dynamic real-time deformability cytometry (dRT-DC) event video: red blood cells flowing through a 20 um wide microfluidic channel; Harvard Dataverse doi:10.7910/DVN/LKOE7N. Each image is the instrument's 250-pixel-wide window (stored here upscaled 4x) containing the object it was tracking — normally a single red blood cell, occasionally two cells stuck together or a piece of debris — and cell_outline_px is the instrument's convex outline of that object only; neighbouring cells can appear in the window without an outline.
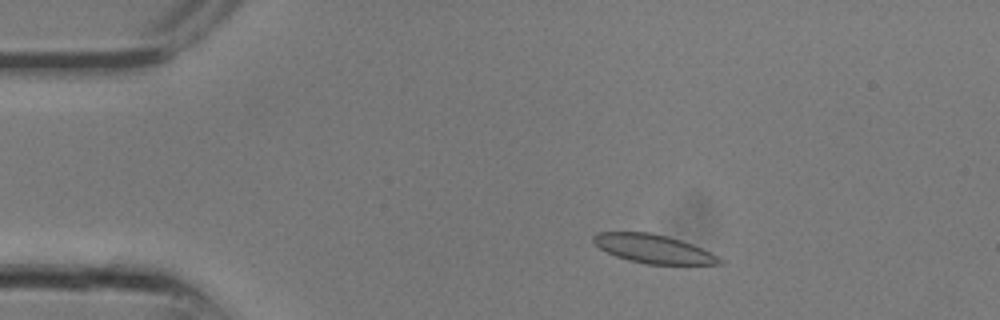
{"species": "common noctule bat (a hibernating species)", "species_latin": "Nyctalus noctula", "temperature_condition": "room temperature", "stored_images_in_passage": 7, "camera_frame_rate_fps": 3000, "um_per_image_px": 0.085, "animal": {"sex": "male", "body_mass_g": 13.3}, "frame": {"image": 1, "passage_image": 2, "time_ms": 0.333, "image_size_px": [1000, 320], "cell_outline_px": [[724, 264], [648, 264], [628, 260], [616, 256], [600, 248], [592, 240], [592, 236], [596, 232], [652, 232], [668, 236], [692, 244], [724, 260]], "centroid_in_image_um": [55.51, 21.14], "position_along_channel_um": 29.5, "area_um2": 20.87}}
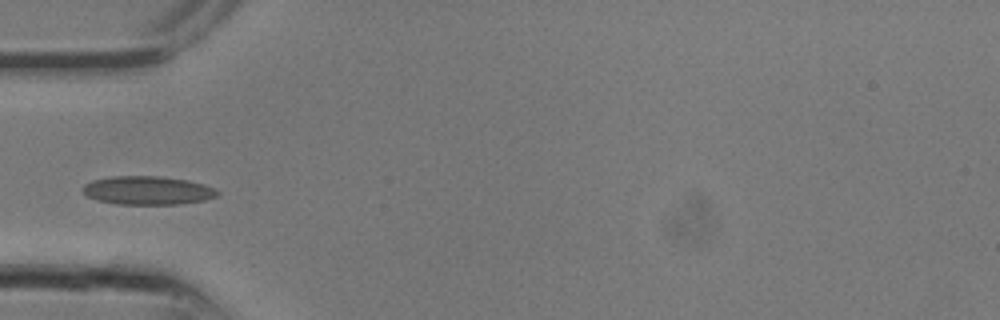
{"frame": {"image": 2, "passage_image": 6, "time_ms": 1.667, "image_size_px": [1000, 320], "cell_outline_px": [[220, 192], [216, 196], [204, 200], [180, 204], [116, 204], [96, 200], [88, 196], [80, 188], [84, 184], [92, 180], [112, 176], [160, 176], [188, 180], [204, 184]], "centroid_in_image_um": [12.51, 16.18], "position_along_channel_um": 72.5, "area_um2": 22.43}}